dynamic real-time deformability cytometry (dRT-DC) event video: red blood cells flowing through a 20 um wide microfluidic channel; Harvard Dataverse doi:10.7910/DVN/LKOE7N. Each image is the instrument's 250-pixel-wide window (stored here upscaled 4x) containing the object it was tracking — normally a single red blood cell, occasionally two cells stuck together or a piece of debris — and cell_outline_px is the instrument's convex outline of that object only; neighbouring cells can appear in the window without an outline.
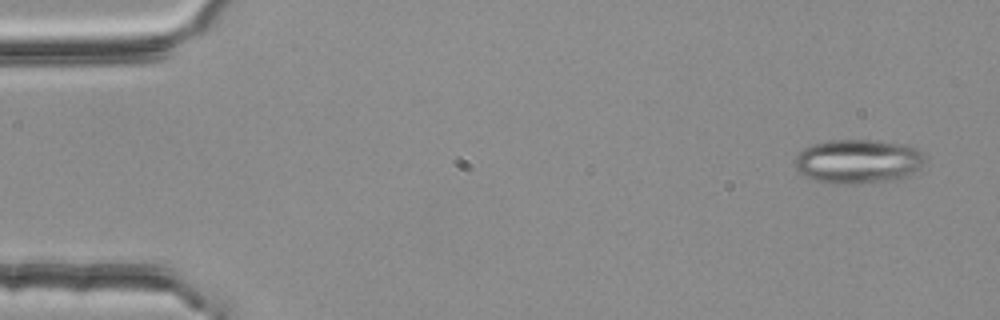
{"species": "common noctule bat (a hibernating species)", "species_latin": "Nyctalus noctula", "temperature_condition": "room temperature", "stored_images_in_passage": 4, "camera_frame_rate_fps": 3000, "um_per_image_px": 0.085, "animal": {"sex": "female", "body_mass_g": 25.1}, "frame": {"image": 1, "passage_image": 1, "time_ms": 0.0, "image_size_px": [1000, 320], "cell_outline_px": [[924, 164], [920, 168], [904, 180], [852, 184], [840, 184], [816, 180], [804, 176], [796, 168], [796, 156], [804, 148], [812, 144], [832, 140], [872, 140], [908, 144], [916, 148], [924, 156]], "centroid_in_image_um": [73.0, 13.73], "position_along_channel_um": 12.0, "area_um2": 33.81}}